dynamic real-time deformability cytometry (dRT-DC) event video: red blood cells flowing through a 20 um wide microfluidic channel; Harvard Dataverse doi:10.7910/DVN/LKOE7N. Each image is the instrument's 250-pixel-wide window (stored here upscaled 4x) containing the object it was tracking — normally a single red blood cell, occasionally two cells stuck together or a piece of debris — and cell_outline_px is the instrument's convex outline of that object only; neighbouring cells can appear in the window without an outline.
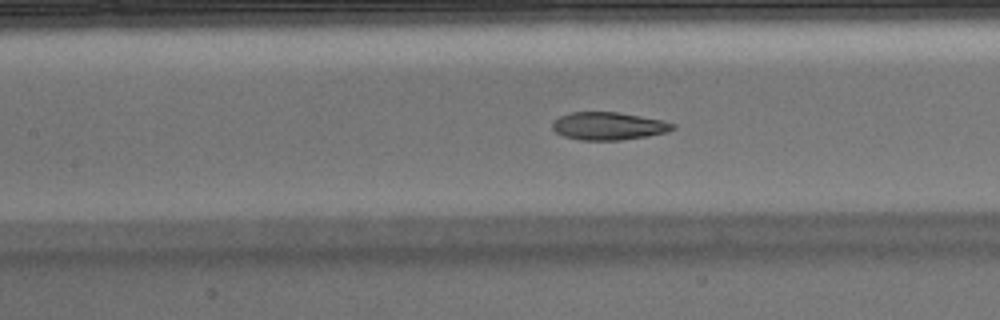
{"species": "Egyptian fruit bat (a non-hibernating species)", "species_latin": "Rousettus aegyptiacus", "temperature_condition": "warm", "stored_images_in_passage": 48, "camera_frame_rate_fps": 3000, "um_per_image_px": 0.085, "animal": {"sex": "male"}, "frame": {"image": 1, "passage_image": 21, "time_ms": 6.667, "image_size_px": [1000, 320], "cell_outline_px": [[676, 128], [664, 132], [648, 136], [620, 140], [580, 140], [564, 136], [556, 132], [552, 128], [552, 120], [560, 116], [572, 112], [616, 112], [664, 120], [676, 124]], "centroid_in_image_um": [51.71, 10.71], "position_along_channel_um": 155.7, "area_um2": 19.48}, "authors_computed_cell_mechanics": {"area_um2": 20.2878, "velocity_mm_per_s": 4.1467, "shape_relaxation_time_tau1_ms": null, "shape_relaxation_time_tau2_ms": 1.1907, "deformation_change_tau1": null, "deformation_change_tau2": 0.08}}